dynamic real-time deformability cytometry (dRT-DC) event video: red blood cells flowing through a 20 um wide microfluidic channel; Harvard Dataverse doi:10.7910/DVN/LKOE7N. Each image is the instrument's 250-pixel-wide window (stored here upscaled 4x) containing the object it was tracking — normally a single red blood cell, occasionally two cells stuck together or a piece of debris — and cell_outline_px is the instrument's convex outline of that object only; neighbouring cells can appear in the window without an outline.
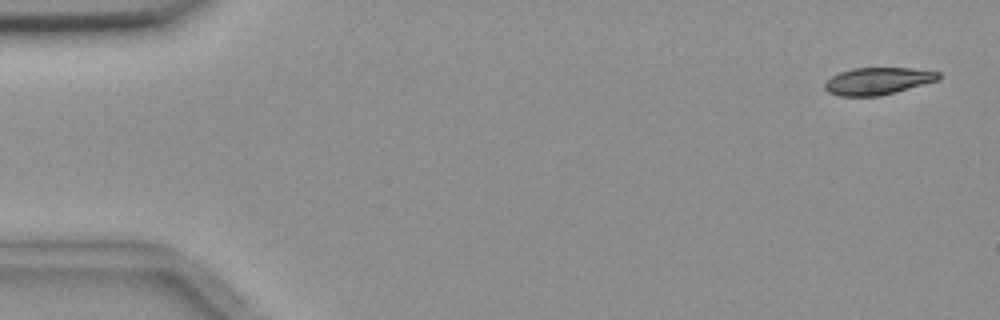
{"species": "common noctule bat (a hibernating species)", "species_latin": "Nyctalus noctula", "temperature_condition": "room temperature", "stored_images_in_passage": 4, "camera_frame_rate_fps": 3000, "um_per_image_px": 0.085, "animal": {"sex": "female", "body_mass_g": 18.4}, "frame": {"image": 1, "passage_image": 1, "time_ms": 0.0, "image_size_px": [1000, 320], "cell_outline_px": [[940, 80], [896, 92], [880, 96], [840, 96], [828, 92], [824, 88], [824, 84], [832, 76], [840, 72], [852, 68], [912, 68], [940, 72]], "centroid_in_image_um": [74.64, 6.89], "position_along_channel_um": 10.4, "area_um2": 18.09}}